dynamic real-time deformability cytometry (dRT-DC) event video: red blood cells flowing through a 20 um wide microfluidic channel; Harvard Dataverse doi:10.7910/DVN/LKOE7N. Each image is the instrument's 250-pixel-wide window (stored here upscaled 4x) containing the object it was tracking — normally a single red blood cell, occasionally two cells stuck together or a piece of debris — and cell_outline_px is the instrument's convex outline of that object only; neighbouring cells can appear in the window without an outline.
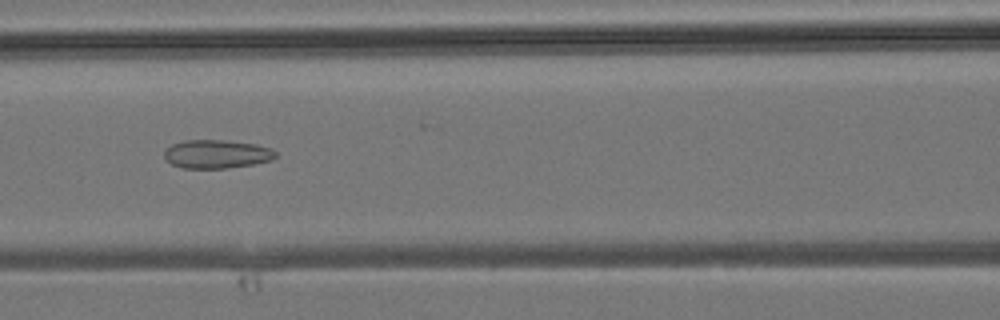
{"species": "common noctule bat (a hibernating species)", "species_latin": "Nyctalus noctula", "temperature_condition": "room temperature", "stored_images_in_passage": 41, "camera_frame_rate_fps": 3000, "um_per_image_px": 0.085, "animal": {"sex": "male", "body_mass_g": 19.2, "forearm_length_mm": 51.8}, "frame": {"image": 1, "passage_image": 18, "time_ms": 5.667, "image_size_px": [1000, 320], "cell_outline_px": [[276, 156], [272, 160], [252, 164], [224, 168], [184, 168], [172, 164], [164, 156], [164, 152], [172, 144], [184, 140], [224, 140], [256, 144], [272, 148], [276, 152]], "centroid_in_image_um": [18.44, 13.08], "position_along_channel_um": 148.2, "area_um2": 18.38}}
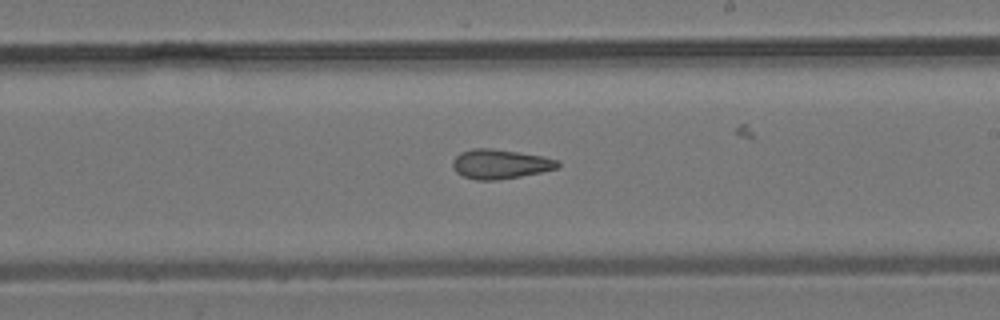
{"frame": {"image": 2, "passage_image": 24, "time_ms": 7.667, "image_size_px": [1000, 320], "cell_outline_px": [[560, 164], [556, 168], [540, 172], [520, 176], [496, 180], [476, 180], [464, 176], [456, 172], [452, 168], [452, 160], [460, 152], [472, 148], [492, 148], [544, 156], [556, 160]], "centroid_in_image_um": [42.46, 13.93], "position_along_channel_um": 246.5, "area_um2": 17.98}}
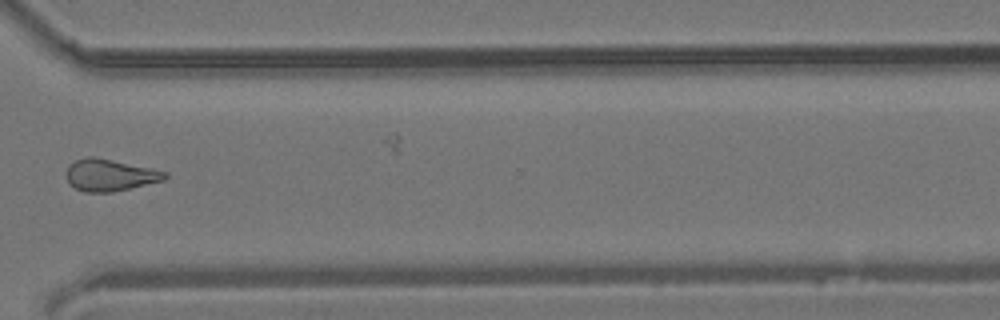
{"frame": {"image": 3, "passage_image": 31, "time_ms": 10.0, "image_size_px": [1000, 320], "cell_outline_px": [[168, 176], [164, 180], [112, 192], [84, 192], [76, 188], [68, 180], [68, 164], [76, 160], [88, 156], [92, 156], [152, 168], [168, 172]], "centroid_in_image_um": [9.37, 14.87], "position_along_channel_um": 361.2, "area_um2": 18.03}}